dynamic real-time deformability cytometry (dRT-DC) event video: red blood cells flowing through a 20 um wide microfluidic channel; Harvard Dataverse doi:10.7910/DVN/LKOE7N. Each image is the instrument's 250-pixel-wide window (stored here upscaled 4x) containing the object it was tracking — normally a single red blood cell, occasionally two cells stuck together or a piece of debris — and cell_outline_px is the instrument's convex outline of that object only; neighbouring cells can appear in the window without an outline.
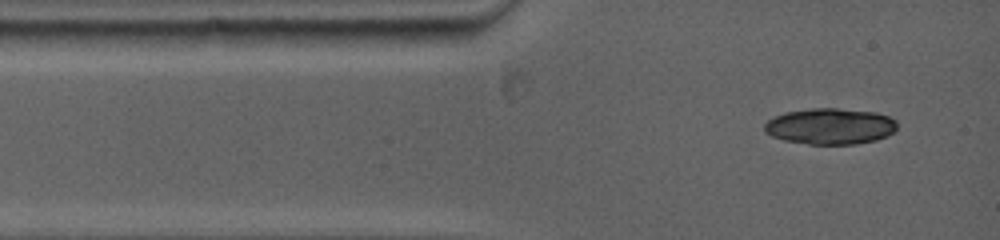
{"species": "common noctule bat (a hibernating species)", "species_latin": "Nyctalus noctula", "temperature_condition": "warm", "stored_images_in_passage": 2, "camera_frame_rate_fps": 5000, "um_per_image_px": 0.085, "animal": {"sex": "female", "body_mass_g": 19.0, "forearm_length_mm": 53.3}, "frame": {"image": 1, "passage_image": 1, "time_ms": 0.0, "image_size_px": [1000, 240], "cell_outline_px": [[896, 132], [888, 136], [876, 140], [856, 144], [808, 144], [784, 140], [772, 136], [764, 132], [764, 124], [772, 116], [784, 112], [812, 108], [836, 108], [876, 112], [888, 116], [896, 120]], "centroid_in_image_um": [70.57, 10.73], "position_along_channel_um": 14.4, "area_um2": 28.21}}